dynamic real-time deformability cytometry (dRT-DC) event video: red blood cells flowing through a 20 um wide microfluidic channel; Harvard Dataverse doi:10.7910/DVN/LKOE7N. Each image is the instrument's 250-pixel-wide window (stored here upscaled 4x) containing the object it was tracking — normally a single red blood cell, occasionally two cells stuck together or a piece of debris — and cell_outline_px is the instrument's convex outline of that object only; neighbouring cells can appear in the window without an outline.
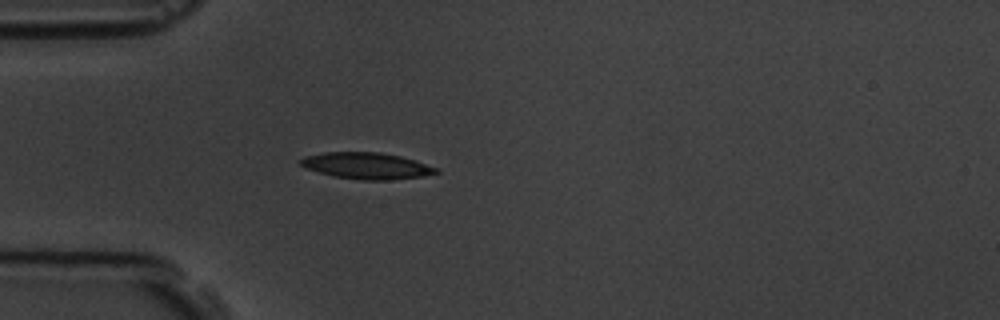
{"species": "common noctule bat (a hibernating species)", "species_latin": "Nyctalus noctula", "temperature_condition": "room temperature", "stored_images_in_passage": 1, "camera_frame_rate_fps": 3000, "um_per_image_px": 0.085, "animal": {"sex": "male", "body_mass_g": 19.5, "forearm_length_mm": 54.6}, "frame": {"image": 1, "passage_image": 1, "time_ms": 0.0, "image_size_px": [1000, 320], "cell_outline_px": [[440, 172], [424, 176], [388, 180], [364, 180], [332, 176], [304, 168], [296, 160], [304, 156], [324, 152], [380, 152], [400, 156], [440, 168]], "centroid_in_image_um": [31.13, 14.09], "position_along_channel_um": 53.9, "area_um2": 21.1}}